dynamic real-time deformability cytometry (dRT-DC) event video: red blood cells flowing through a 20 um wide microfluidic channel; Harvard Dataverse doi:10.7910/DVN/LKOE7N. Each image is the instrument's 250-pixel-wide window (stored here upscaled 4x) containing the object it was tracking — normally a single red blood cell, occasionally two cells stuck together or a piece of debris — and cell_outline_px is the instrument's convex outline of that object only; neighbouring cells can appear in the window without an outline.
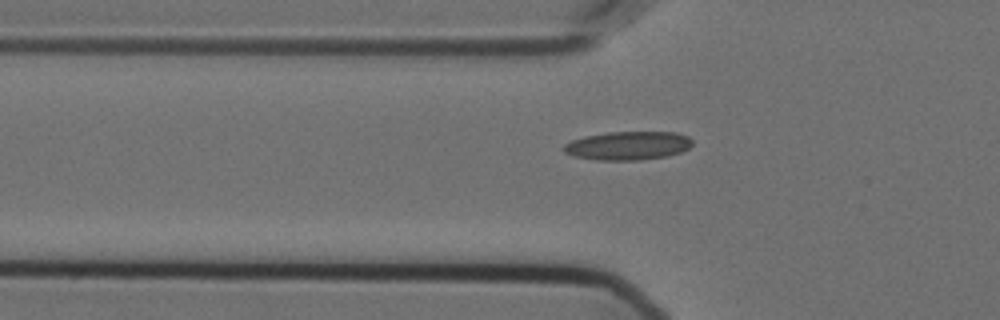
{"species": "Egyptian fruit bat (a non-hibernating species)", "species_latin": "Rousettus aegyptiacus", "temperature_condition": "cold", "stored_images_in_passage": 34, "camera_frame_rate_fps": 3000, "um_per_image_px": 0.085, "animal": {"sex": "female"}, "frame": {"image": 1, "passage_image": 3, "time_ms": 0.667, "image_size_px": [1000, 320], "cell_outline_px": [[692, 144], [688, 148], [680, 152], [668, 156], [640, 160], [596, 160], [572, 156], [564, 152], [560, 148], [564, 144], [572, 140], [584, 136], [608, 132], [676, 132], [688, 136], [692, 140]], "centroid_in_image_um": [53.34, 12.38], "position_along_channel_um": 72.5, "area_um2": 21.62}}
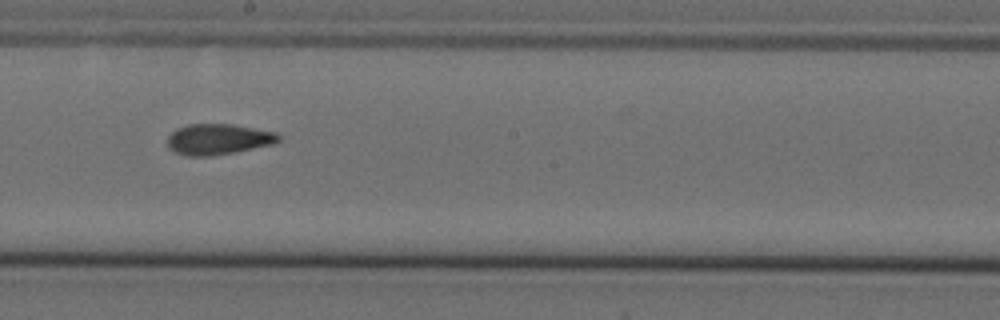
{"frame": {"image": 2, "passage_image": 16, "time_ms": 5.0, "image_size_px": [1000, 320], "cell_outline_px": [[280, 140], [272, 144], [212, 156], [188, 156], [176, 152], [168, 148], [168, 136], [176, 128], [188, 124], [232, 124], [276, 132], [280, 136]], "centroid_in_image_um": [18.52, 11.83], "position_along_channel_um": 229.7, "area_um2": 19.77}}
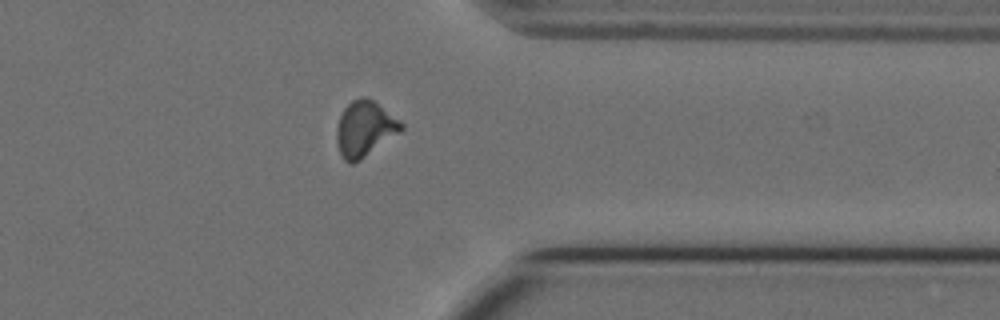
{"frame": {"image": 3, "passage_image": 29, "time_ms": 9.333, "image_size_px": [1000, 320], "cell_outline_px": [[404, 128], [400, 132], [360, 160], [352, 164], [348, 164], [344, 160], [340, 152], [336, 140], [336, 128], [340, 116], [344, 108], [352, 100], [360, 96], [364, 96], [372, 100], [400, 120], [404, 124]], "centroid_in_image_um": [30.99, 10.95], "position_along_channel_um": 380.4, "area_um2": 20.81}}